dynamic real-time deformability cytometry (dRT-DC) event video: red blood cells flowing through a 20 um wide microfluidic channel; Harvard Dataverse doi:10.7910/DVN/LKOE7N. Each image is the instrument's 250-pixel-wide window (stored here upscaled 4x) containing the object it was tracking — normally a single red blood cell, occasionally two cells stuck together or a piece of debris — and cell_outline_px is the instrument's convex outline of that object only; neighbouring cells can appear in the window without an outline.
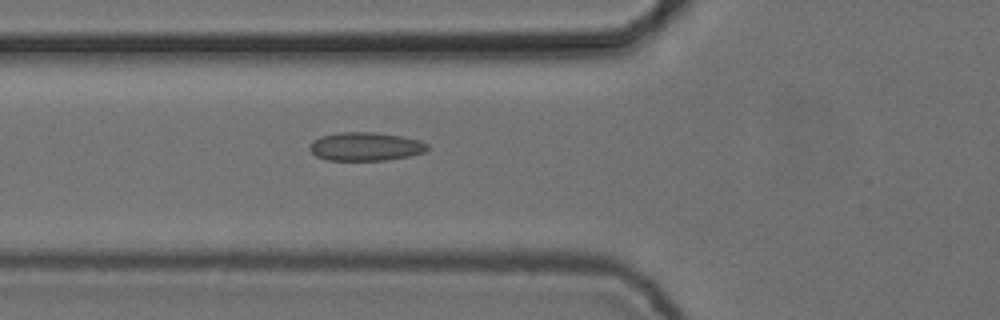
{"species": "common noctule bat (a hibernating species)", "species_latin": "Nyctalus noctula", "temperature_condition": "cold", "stored_images_in_passage": 3, "camera_frame_rate_fps": 3000, "um_per_image_px": 0.085, "animal": {"sex": "female", "body_mass_g": 24.6, "forearm_length_mm": 56.2}, "frame": {"image": 1, "passage_image": 3, "time_ms": 0.667, "image_size_px": [1000, 320], "cell_outline_px": [[432, 148], [424, 152], [408, 156], [388, 160], [328, 160], [316, 156], [308, 148], [308, 144], [312, 140], [320, 136], [340, 132], [376, 132], [400, 136], [420, 140], [428, 144]], "centroid_in_image_um": [31.06, 12.45], "position_along_channel_um": 94.7, "area_um2": 19.77}}